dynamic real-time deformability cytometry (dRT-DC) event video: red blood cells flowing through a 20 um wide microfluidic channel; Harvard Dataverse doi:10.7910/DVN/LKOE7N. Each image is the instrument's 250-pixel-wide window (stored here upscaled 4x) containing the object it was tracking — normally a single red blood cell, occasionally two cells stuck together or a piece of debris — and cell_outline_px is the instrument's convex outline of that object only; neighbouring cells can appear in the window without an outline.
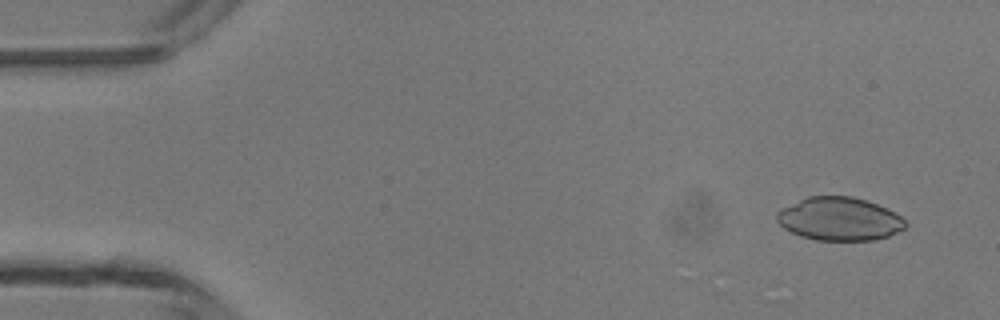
{"species": "common noctule bat (a hibernating species)", "species_latin": "Nyctalus noctula", "temperature_condition": "room temperature", "stored_images_in_passage": 3, "camera_frame_rate_fps": 3000, "um_per_image_px": 0.085, "animal": {"sex": "male", "body_mass_g": 13.3}, "frame": {"image": 1, "passage_image": 1, "time_ms": 0.0, "image_size_px": [1000, 320], "cell_outline_px": [[908, 224], [904, 228], [888, 236], [872, 240], [816, 240], [800, 236], [784, 228], [776, 220], [776, 212], [808, 196], [852, 196], [888, 208], [896, 212]], "centroid_in_image_um": [71.36, 18.61], "position_along_channel_um": 13.6, "area_um2": 32.19}}